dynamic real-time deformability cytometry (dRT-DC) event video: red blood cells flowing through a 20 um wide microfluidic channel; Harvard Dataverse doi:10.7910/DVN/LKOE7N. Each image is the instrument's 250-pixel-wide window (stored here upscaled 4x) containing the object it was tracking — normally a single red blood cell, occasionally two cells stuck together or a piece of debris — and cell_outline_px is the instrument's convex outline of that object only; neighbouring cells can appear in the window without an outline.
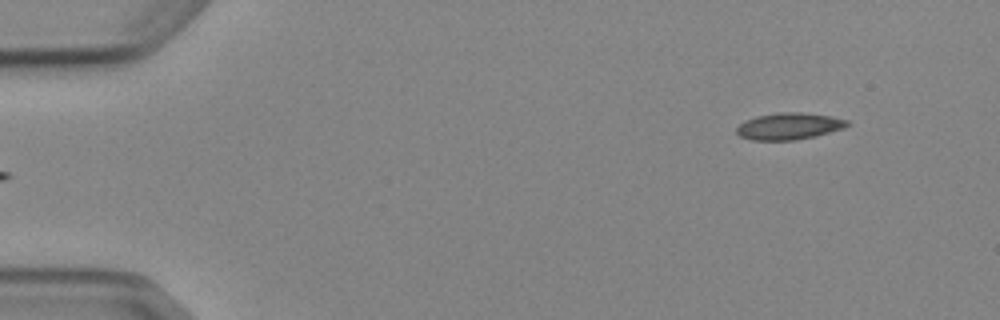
{"species": "Egyptian fruit bat (a non-hibernating species)", "species_latin": "Rousettus aegyptiacus", "temperature_condition": "cold", "stored_images_in_passage": 5, "segment_of_instrument_passage": [2, 2], "camera_frame_rate_fps": 3000, "um_per_image_px": 0.085, "animal": {"sex": "female"}, "frame": {"image": 1, "passage_image": 5, "time_ms": 4.667, "image_size_px": [1000, 320], "cell_outline_px": [[852, 124], [844, 128], [816, 136], [796, 140], [752, 140], [740, 136], [736, 132], [736, 128], [744, 120], [756, 116], [780, 112], [800, 112], [832, 116], [848, 120]], "centroid_in_image_um": [67.09, 10.72], "position_along_channel_um": 17.9, "area_um2": 17.4}}